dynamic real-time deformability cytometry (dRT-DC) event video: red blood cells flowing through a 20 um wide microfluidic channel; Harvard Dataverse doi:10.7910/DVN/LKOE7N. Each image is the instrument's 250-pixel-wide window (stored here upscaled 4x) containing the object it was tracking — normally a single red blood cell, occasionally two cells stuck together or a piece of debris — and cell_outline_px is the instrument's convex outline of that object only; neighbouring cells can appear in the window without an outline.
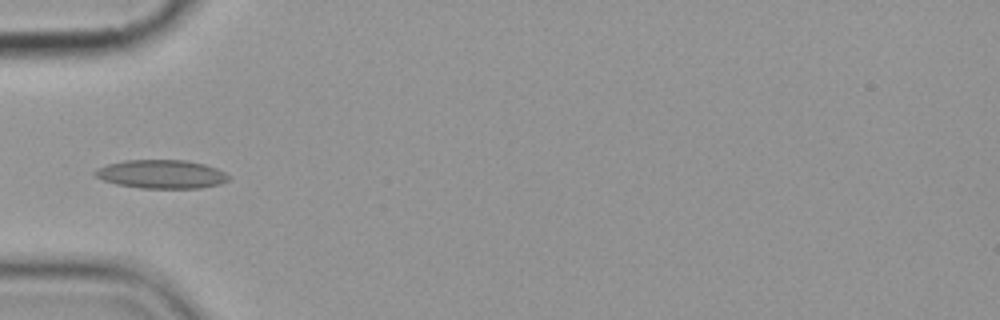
{"species": "common noctule bat (a hibernating species)", "species_latin": "Nyctalus noctula", "temperature_condition": "cold", "stored_images_in_passage": 8, "camera_frame_rate_fps": 3000, "um_per_image_px": 0.085, "animal": {"sex": "female", "body_mass_g": 19.9}, "frame": {"image": 1, "passage_image": 6, "time_ms": 6.0, "image_size_px": [1000, 320], "cell_outline_px": [[232, 176], [228, 180], [220, 184], [200, 188], [140, 188], [116, 184], [104, 180], [96, 176], [92, 172], [96, 168], [108, 164], [124, 160], [184, 160], [204, 164], [216, 168]], "centroid_in_image_um": [13.72, 14.8], "position_along_channel_um": 71.3, "area_um2": 22.31}}
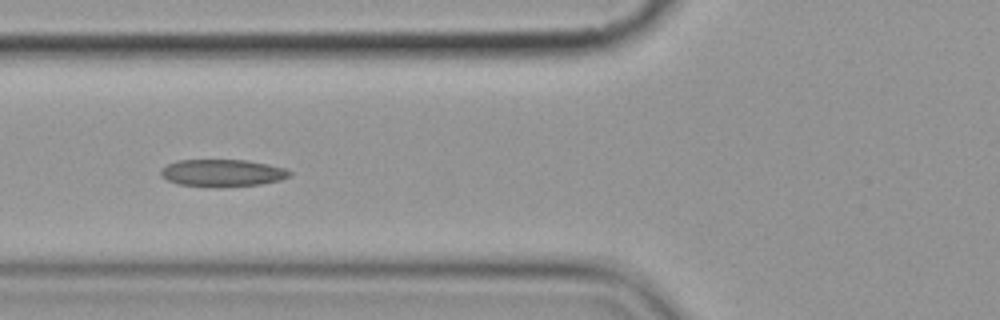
{"frame": {"image": 2, "passage_image": 7, "time_ms": 7.0, "image_size_px": [1000, 320], "cell_outline_px": [[292, 176], [280, 180], [260, 184], [216, 188], [176, 184], [160, 176], [160, 168], [176, 160], [248, 160], [288, 168], [292, 172]], "centroid_in_image_um": [18.91, 14.71], "position_along_channel_um": 106.9, "area_um2": 20.92}}
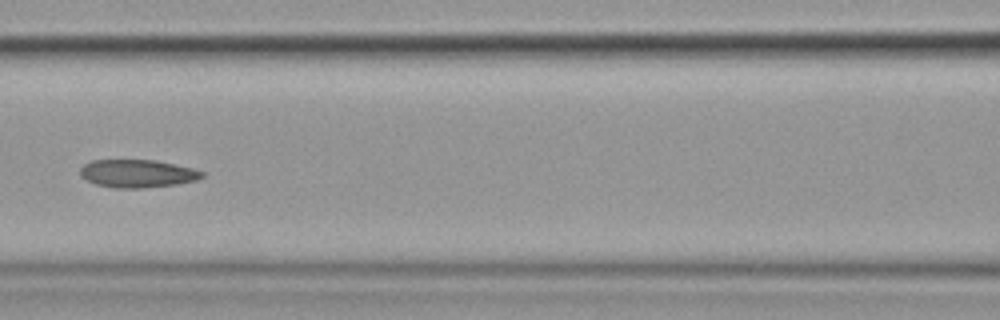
{"frame": {"image": 3, "passage_image": 8, "time_ms": 8.333, "image_size_px": [1000, 320], "cell_outline_px": [[204, 176], [196, 180], [176, 184], [144, 188], [112, 188], [96, 184], [80, 176], [80, 168], [84, 164], [92, 160], [156, 160], [192, 168], [204, 172]], "centroid_in_image_um": [11.66, 14.75], "position_along_channel_um": 154.9, "area_um2": 19.83}}